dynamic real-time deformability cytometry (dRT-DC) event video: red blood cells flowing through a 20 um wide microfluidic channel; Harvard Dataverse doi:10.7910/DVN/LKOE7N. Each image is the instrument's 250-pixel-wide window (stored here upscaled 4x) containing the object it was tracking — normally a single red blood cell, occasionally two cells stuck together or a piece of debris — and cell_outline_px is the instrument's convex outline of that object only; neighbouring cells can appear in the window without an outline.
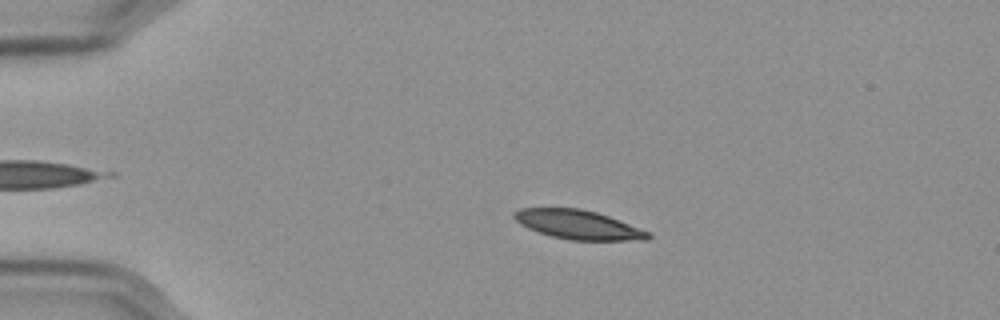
{"species": "Egyptian fruit bat (a non-hibernating species)", "species_latin": "Rousettus aegyptiacus", "temperature_condition": "cold", "stored_images_in_passage": 57, "camera_frame_rate_fps": 3000, "um_per_image_px": 0.085, "frame": {"image": 1, "passage_image": 12, "time_ms": 3.667, "image_size_px": [1000, 320], "cell_outline_px": [[652, 236], [648, 240], [572, 240], [552, 236], [528, 228], [520, 224], [512, 216], [512, 212], [520, 208], [580, 208], [596, 212], [608, 216], [652, 232]], "centroid_in_image_um": [49.17, 19.09], "position_along_channel_um": 35.8, "area_um2": 22.72}}
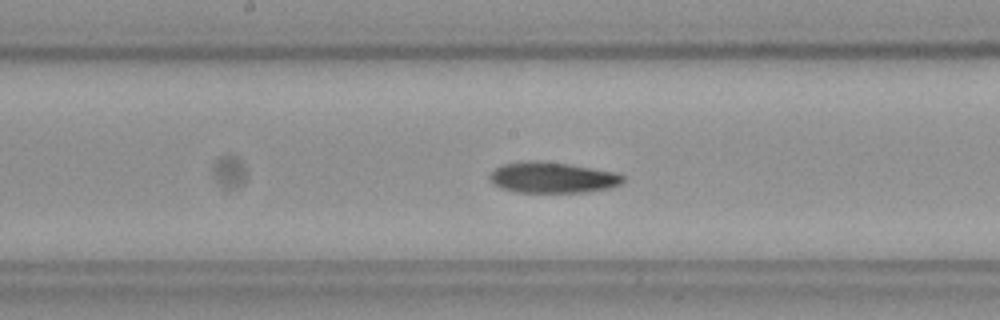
{"frame": {"image": 2, "passage_image": 30, "time_ms": 9.667, "image_size_px": [1000, 320], "cell_outline_px": [[624, 180], [620, 184], [608, 188], [584, 192], [516, 192], [500, 188], [492, 184], [488, 176], [500, 164], [528, 160], [536, 160], [568, 164], [592, 168], [612, 172], [624, 176]], "centroid_in_image_um": [46.88, 15.09], "position_along_channel_um": 201.3, "area_um2": 23.93}}
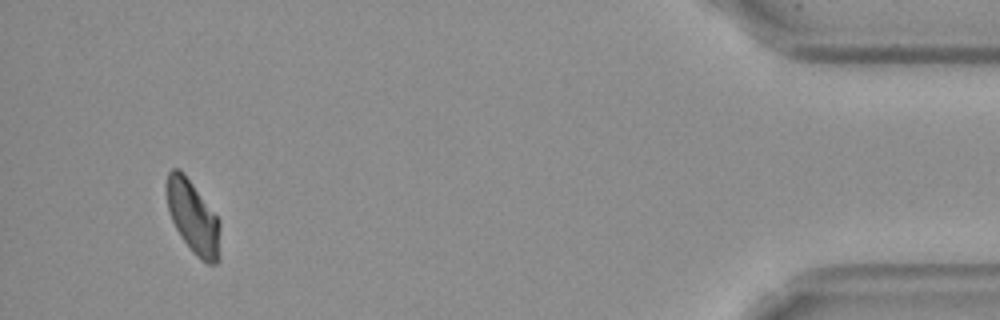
{"frame": {"image": 3, "passage_image": 54, "time_ms": 17.667, "image_size_px": [1000, 320], "cell_outline_px": [[220, 260], [216, 264], [208, 264], [200, 260], [196, 256], [184, 240], [176, 228], [172, 220], [168, 208], [168, 172], [172, 168], [180, 168], [184, 172], [220, 220]], "centroid_in_image_um": [16.46, 18.49], "position_along_channel_um": 418.7, "area_um2": 22.6}}